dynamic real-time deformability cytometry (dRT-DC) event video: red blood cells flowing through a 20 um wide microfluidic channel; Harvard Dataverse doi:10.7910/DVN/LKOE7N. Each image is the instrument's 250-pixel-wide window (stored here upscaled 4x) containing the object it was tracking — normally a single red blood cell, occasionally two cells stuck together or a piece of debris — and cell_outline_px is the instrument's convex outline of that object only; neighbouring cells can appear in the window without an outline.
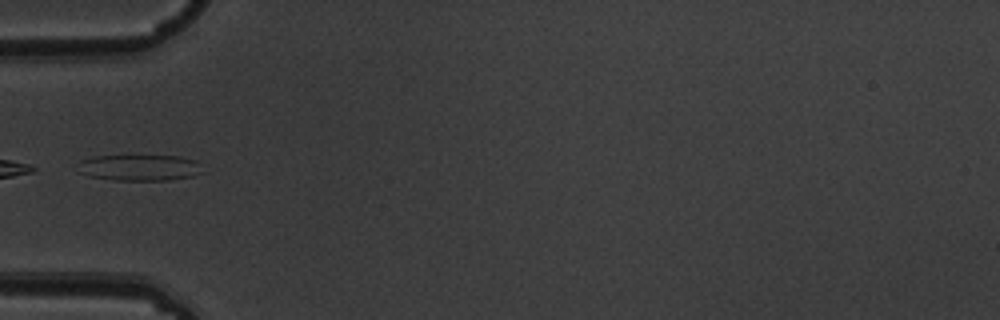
{"species": "common noctule bat (a hibernating species)", "species_latin": "Nyctalus noctula", "temperature_condition": "warm", "stored_images_in_passage": 5, "camera_frame_rate_fps": 3000, "um_per_image_px": 0.085, "animal": {"sex": "male", "body_mass_g": 19.5, "forearm_length_mm": 54.6}, "frame": {"image": 1, "passage_image": 5, "time_ms": 1.333, "image_size_px": [1000, 320], "cell_outline_px": [[204, 172], [192, 176], [168, 180], [116, 180], [88, 176], [76, 172], [80, 160], [92, 156], [180, 156], [196, 160]], "centroid_in_image_um": [11.82, 14.25], "position_along_channel_um": 73.2, "area_um2": 19.13}}